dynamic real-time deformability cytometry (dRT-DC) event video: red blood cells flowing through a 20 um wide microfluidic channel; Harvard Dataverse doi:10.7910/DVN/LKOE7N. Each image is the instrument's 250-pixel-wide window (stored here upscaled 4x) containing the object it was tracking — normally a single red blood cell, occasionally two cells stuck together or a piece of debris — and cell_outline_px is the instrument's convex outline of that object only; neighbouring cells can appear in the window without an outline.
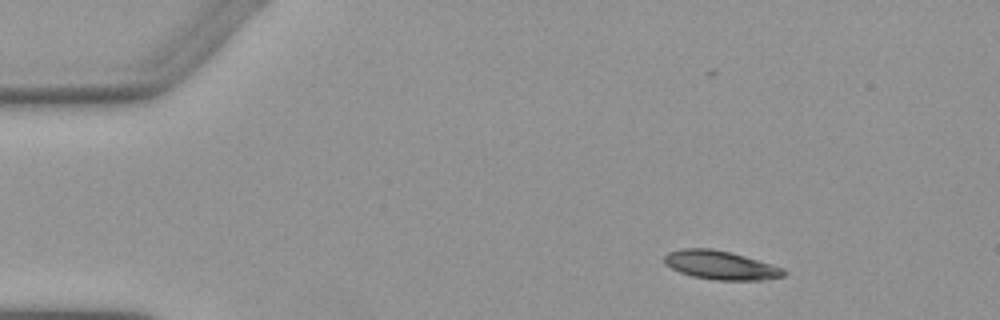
{"species": "Egyptian fruit bat (a non-hibernating species)", "species_latin": "Rousettus aegyptiacus", "temperature_condition": "warm", "stored_images_in_passage": 3, "camera_frame_rate_fps": 3000, "um_per_image_px": 0.085, "animal": {"sex": "female"}, "frame": {"image": 1, "passage_image": 1, "time_ms": 0.0, "image_size_px": [1000, 320], "cell_outline_px": [[788, 272], [784, 276], [764, 280], [716, 280], [692, 276], [680, 272], [664, 264], [664, 256], [668, 252], [684, 248], [712, 248], [732, 252], [772, 264], [784, 268]], "centroid_in_image_um": [61.28, 22.53], "position_along_channel_um": 23.7, "area_um2": 20.17}}